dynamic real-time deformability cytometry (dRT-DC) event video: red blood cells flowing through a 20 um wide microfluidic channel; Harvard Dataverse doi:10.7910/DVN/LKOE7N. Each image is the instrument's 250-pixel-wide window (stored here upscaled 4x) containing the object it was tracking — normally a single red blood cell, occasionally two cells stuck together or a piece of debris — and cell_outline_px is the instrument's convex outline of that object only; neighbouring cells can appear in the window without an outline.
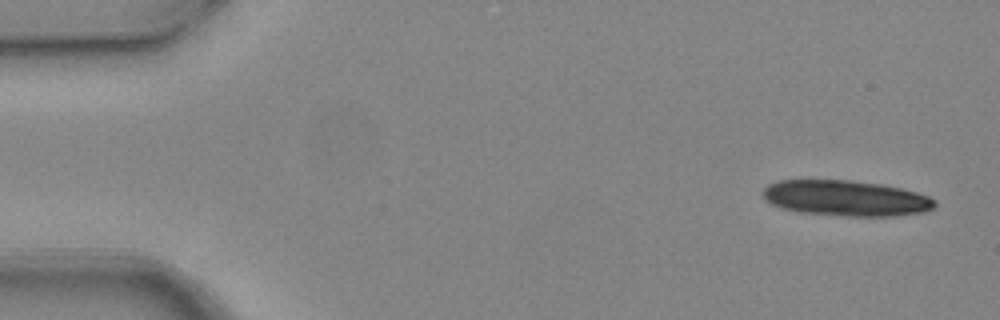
{"species": "common noctule bat (a hibernating species)", "species_latin": "Nyctalus noctula", "temperature_condition": "warm", "stored_images_in_passage": 7, "camera_frame_rate_fps": 3000, "um_per_image_px": 0.085, "animal": {"sex": "female", "body_mass_g": 24.6, "forearm_length_mm": 56.2}, "frame": {"image": 1, "passage_image": 1, "time_ms": 0.0, "image_size_px": [1000, 320], "cell_outline_px": [[936, 204], [932, 208], [924, 212], [896, 216], [848, 216], [800, 212], [780, 208], [764, 200], [760, 192], [768, 184], [780, 180], [848, 180], [880, 184], [900, 188], [916, 192], [928, 196], [936, 200]], "centroid_in_image_um": [71.86, 16.85], "position_along_channel_um": 13.1, "area_um2": 35.84}}
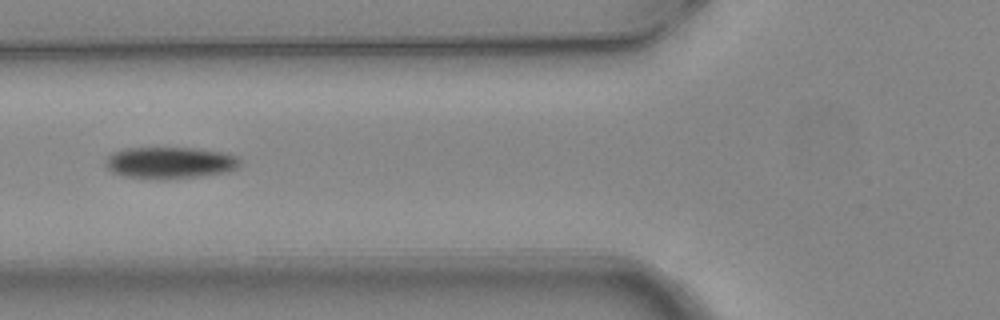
{"frame": {"image": 2, "passage_image": 6, "time_ms": 1.667, "image_size_px": [1000, 320], "cell_outline_px": [[240, 164], [236, 168], [228, 172], [200, 176], [164, 180], [160, 180], [120, 176], [112, 172], [108, 168], [104, 160], [112, 152], [124, 148], [196, 148], [224, 152], [240, 156]], "centroid_in_image_um": [14.44, 13.84], "position_along_channel_um": 111.4, "area_um2": 25.32}}
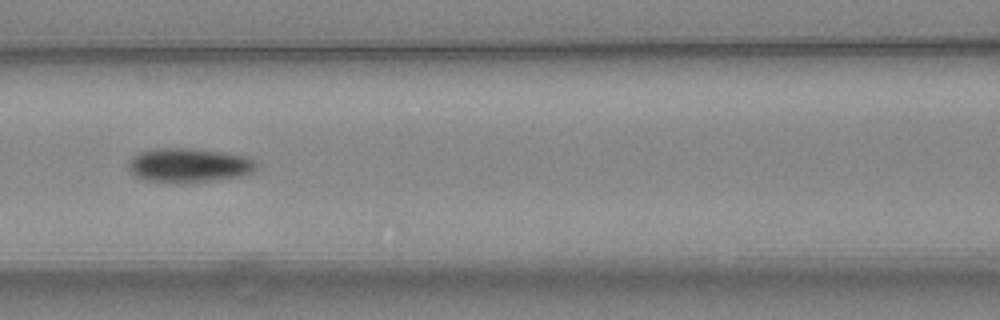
{"frame": {"image": 3, "passage_image": 7, "time_ms": 2.0, "image_size_px": [1000, 320], "cell_outline_px": [[256, 168], [252, 172], [240, 176], [216, 180], [188, 184], [176, 184], [144, 180], [132, 176], [128, 168], [128, 160], [132, 156], [140, 152], [152, 148], [192, 148], [244, 156], [256, 160]], "centroid_in_image_um": [15.97, 14.07], "position_along_channel_um": 150.6, "area_um2": 26.07}}